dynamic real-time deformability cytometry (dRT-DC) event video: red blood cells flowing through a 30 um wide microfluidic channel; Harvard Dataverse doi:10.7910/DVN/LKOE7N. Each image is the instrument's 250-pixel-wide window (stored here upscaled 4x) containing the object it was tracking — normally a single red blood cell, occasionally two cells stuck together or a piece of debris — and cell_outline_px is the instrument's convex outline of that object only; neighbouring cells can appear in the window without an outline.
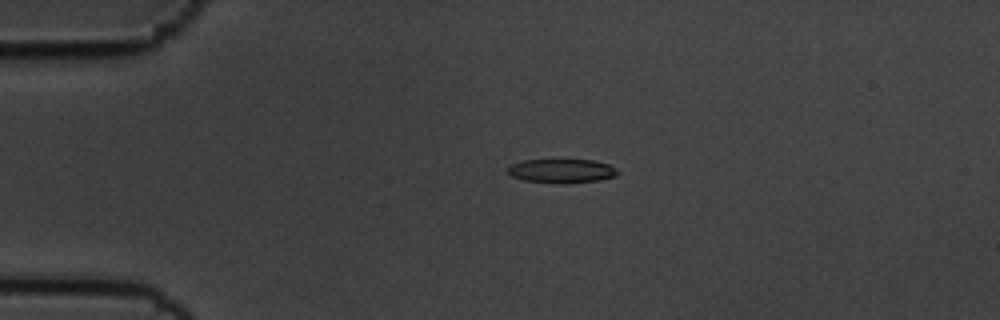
{"species": "common noctule bat (a hibernating species)", "species_latin": "Nyctalus noctula", "temperature_condition": "cold", "stored_images_in_passage": 9, "camera_frame_rate_fps": 3000, "um_per_image_px": 0.085, "animal": {"sex": "male", "body_mass_g": 19.5, "forearm_length_mm": 54.6}, "frame": {"image": 1, "passage_image": 4, "time_ms": 1.0, "image_size_px": [1000, 320], "cell_outline_px": [[620, 172], [616, 176], [600, 180], [564, 184], [560, 184], [524, 180], [512, 176], [508, 172], [508, 168], [512, 164], [520, 160], [596, 160], [608, 164], [616, 168]], "centroid_in_image_um": [47.78, 14.53], "position_along_channel_um": 37.2, "area_um2": 15.49}}
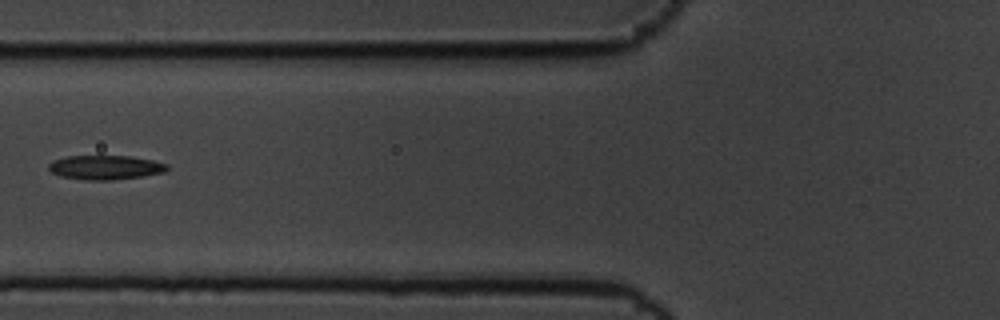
{"frame": {"image": 2, "passage_image": 7, "time_ms": 2.0, "image_size_px": [1000, 320], "cell_outline_px": [[168, 168], [164, 172], [144, 176], [112, 180], [84, 180], [60, 176], [52, 172], [48, 168], [48, 164], [52, 160], [68, 156], [128, 156], [152, 160], [168, 164]], "centroid_in_image_um": [8.94, 14.23], "position_along_channel_um": 116.9, "area_um2": 16.76}}
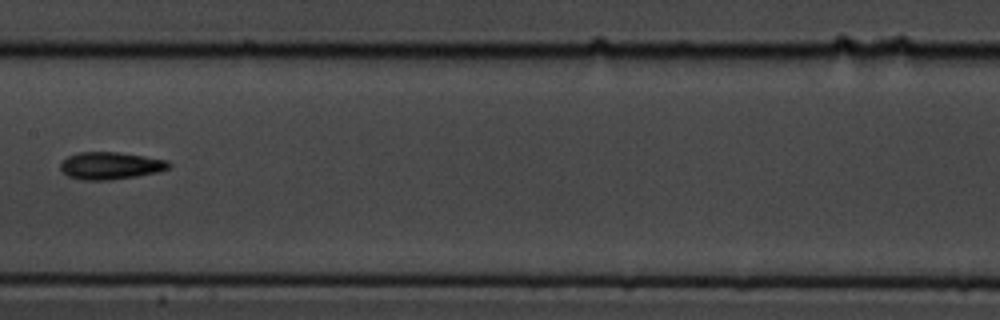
{"frame": {"image": 3, "passage_image": 9, "time_ms": 2.667, "image_size_px": [1000, 320], "cell_outline_px": [[172, 164], [168, 168], [156, 172], [136, 176], [108, 180], [84, 180], [68, 176], [60, 168], [60, 164], [68, 156], [80, 152], [116, 152], [144, 156], [168, 160]], "centroid_in_image_um": [9.39, 14.08], "position_along_channel_um": 198.0, "area_um2": 17.05}}